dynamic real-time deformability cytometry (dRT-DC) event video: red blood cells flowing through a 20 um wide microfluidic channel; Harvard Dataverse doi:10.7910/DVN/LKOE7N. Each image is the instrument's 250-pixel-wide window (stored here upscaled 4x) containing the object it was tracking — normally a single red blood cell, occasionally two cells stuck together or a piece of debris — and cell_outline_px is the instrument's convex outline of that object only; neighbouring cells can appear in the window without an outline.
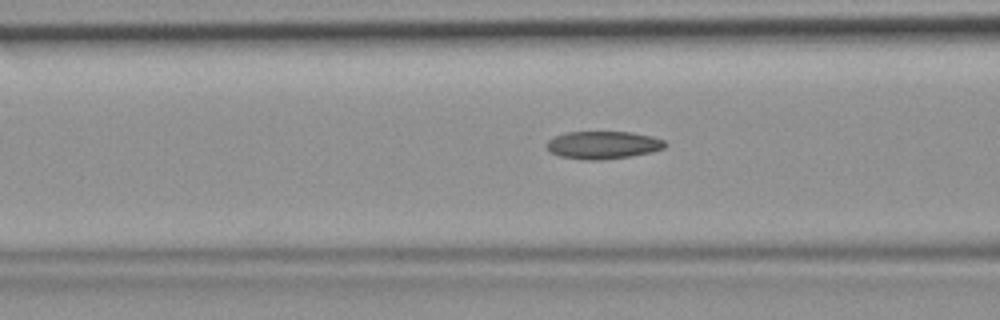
{"species": "common noctule bat (a hibernating species)", "species_latin": "Nyctalus noctula", "temperature_condition": "room temperature", "stored_images_in_passage": 47, "camera_frame_rate_fps": 3000, "um_per_image_px": 0.085, "animal": {"sex": "female", "body_mass_g": 19.9}, "frame": {"image": 1, "passage_image": 18, "time_ms": 5.667, "image_size_px": [1000, 320], "cell_outline_px": [[668, 144], [664, 148], [652, 152], [632, 156], [600, 160], [580, 160], [560, 156], [548, 152], [548, 140], [556, 136], [568, 132], [628, 132], [652, 136], [664, 140]], "centroid_in_image_um": [51.28, 12.34], "position_along_channel_um": 115.3, "area_um2": 19.19}}
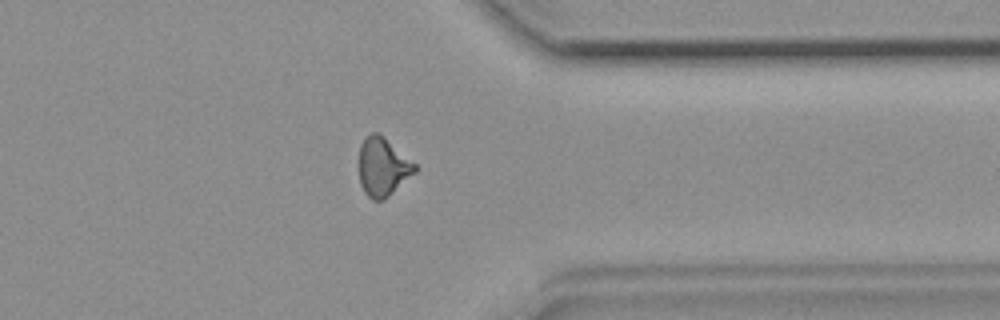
{"frame": {"image": 2, "passage_image": 37, "time_ms": 12.0, "image_size_px": [1000, 320], "cell_outline_px": [[416, 172], [384, 200], [372, 200], [364, 192], [360, 184], [360, 144], [372, 132], [376, 132], [384, 136], [416, 164]], "centroid_in_image_um": [32.55, 14.2], "position_along_channel_um": 378.9, "area_um2": 18.9}}
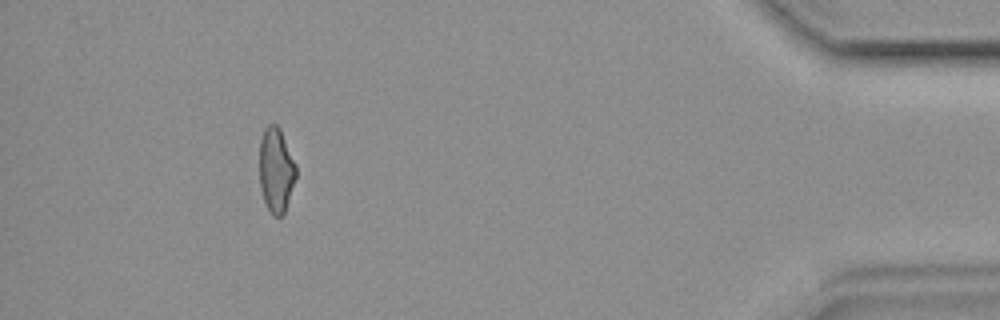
{"frame": {"image": 3, "passage_image": 43, "time_ms": 14.0, "image_size_px": [1000, 320], "cell_outline_px": [[296, 176], [284, 212], [280, 216], [272, 216], [264, 200], [260, 188], [260, 140], [264, 128], [268, 124], [276, 124], [280, 128], [296, 164]], "centroid_in_image_um": [23.46, 14.42], "position_along_channel_um": 411.7, "area_um2": 17.92}}